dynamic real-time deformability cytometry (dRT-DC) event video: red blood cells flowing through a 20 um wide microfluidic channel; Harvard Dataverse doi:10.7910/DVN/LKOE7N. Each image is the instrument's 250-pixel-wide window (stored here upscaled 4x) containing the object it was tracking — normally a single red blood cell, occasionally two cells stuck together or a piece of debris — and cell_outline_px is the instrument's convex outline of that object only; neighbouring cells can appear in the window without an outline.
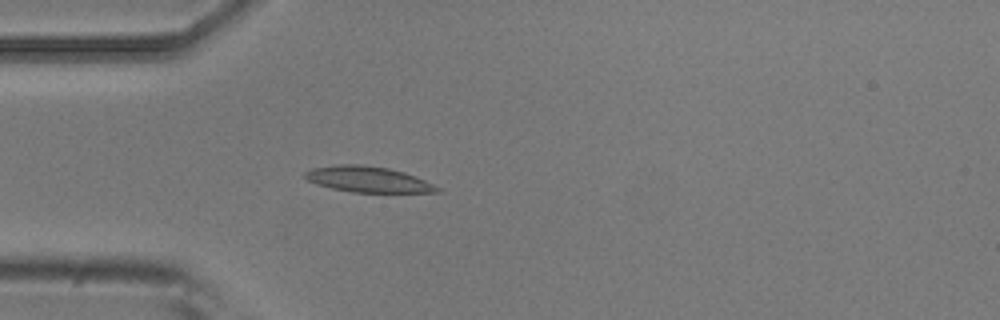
{"species": "common noctule bat (a hibernating species)", "species_latin": "Nyctalus noctula", "temperature_condition": "room temperature", "stored_images_in_passage": 4, "camera_frame_rate_fps": 3000, "um_per_image_px": 0.085, "animal": {"sex": "male", "body_mass_g": 20.5, "forearm_length_mm": 52.5}, "frame": {"image": 1, "passage_image": 4, "time_ms": 1.0, "image_size_px": [1000, 320], "cell_outline_px": [[444, 192], [352, 192], [332, 188], [316, 184], [308, 180], [304, 176], [304, 172], [312, 168], [336, 164], [360, 164], [388, 168], [404, 172], [424, 180], [440, 188]], "centroid_in_image_um": [31.25, 15.24], "position_along_channel_um": 53.7, "area_um2": 19.77}}